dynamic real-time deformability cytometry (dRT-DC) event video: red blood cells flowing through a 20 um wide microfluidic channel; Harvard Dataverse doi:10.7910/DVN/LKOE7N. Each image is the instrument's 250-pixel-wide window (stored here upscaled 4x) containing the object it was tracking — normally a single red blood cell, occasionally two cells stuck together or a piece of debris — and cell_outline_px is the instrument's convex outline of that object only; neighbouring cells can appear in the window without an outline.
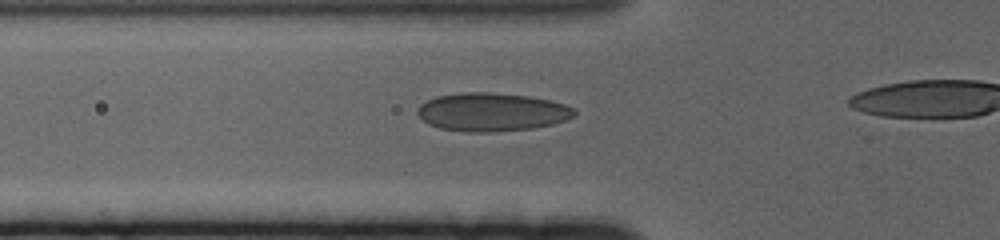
{"species": "human", "species_latin": "Homo sapiens", "temperature_condition": "cold", "stored_images_in_passage": 23, "camera_frame_rate_fps": 3000, "um_per_image_px": 0.085, "donor": {"sex": "female"}, "frame": {"image": 1, "passage_image": 17, "time_ms": 5.333, "image_size_px": [1000, 240], "cell_outline_px": [[576, 116], [552, 124], [532, 128], [488, 132], [464, 132], [440, 128], [428, 124], [416, 112], [420, 104], [436, 96], [460, 92], [488, 92], [528, 96], [552, 100], [576, 108]], "centroid_in_image_um": [41.82, 9.51], "position_along_channel_um": 84.0, "area_um2": 35.14}}
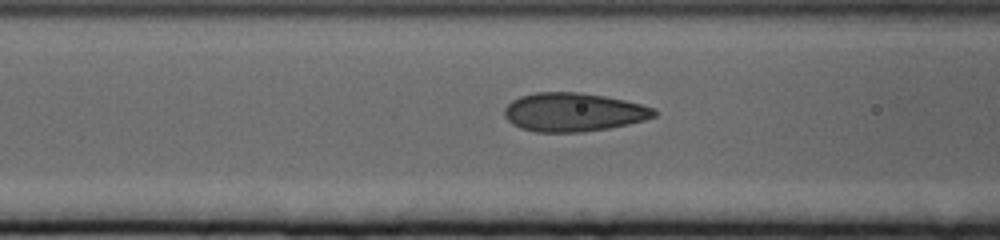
{"frame": {"image": 2, "passage_image": 20, "time_ms": 6.333, "image_size_px": [1000, 240], "cell_outline_px": [[656, 116], [644, 120], [628, 124], [608, 128], [580, 132], [536, 132], [520, 128], [512, 124], [504, 116], [504, 108], [512, 100], [520, 96], [536, 92], [576, 92], [604, 96], [624, 100], [656, 108]], "centroid_in_image_um": [48.72, 9.53], "position_along_channel_um": 117.9, "area_um2": 33.7}}